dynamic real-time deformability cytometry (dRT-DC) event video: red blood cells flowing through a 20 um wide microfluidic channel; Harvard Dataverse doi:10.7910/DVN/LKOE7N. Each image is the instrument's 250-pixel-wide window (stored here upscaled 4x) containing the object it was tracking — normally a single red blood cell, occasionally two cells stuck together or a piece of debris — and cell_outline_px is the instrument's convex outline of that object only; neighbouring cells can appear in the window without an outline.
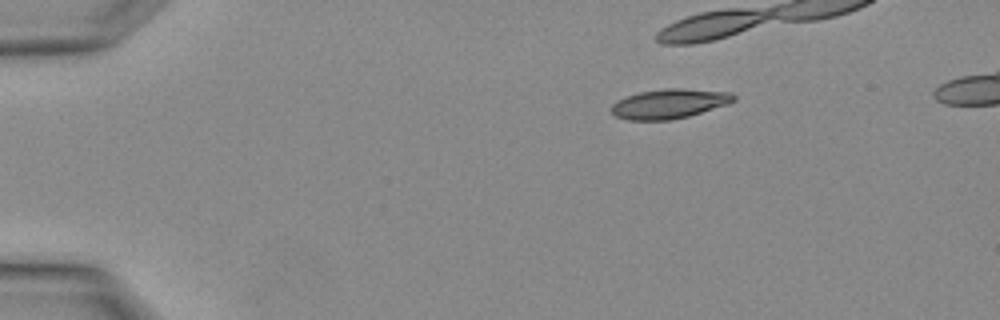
{"species": "Egyptian fruit bat (a non-hibernating species)", "species_latin": "Rousettus aegyptiacus", "temperature_condition": "warm", "stored_images_in_passage": 4, "camera_frame_rate_fps": 3000, "um_per_image_px": 0.085, "animal": {"sex": "female"}, "frame": {"image": 1, "passage_image": 1, "time_ms": 0.0, "image_size_px": [1000, 320], "cell_outline_px": [[736, 100], [728, 104], [688, 116], [668, 120], [628, 120], [616, 116], [612, 112], [612, 104], [616, 100], [640, 92], [664, 88], [680, 88], [732, 92], [736, 96]], "centroid_in_image_um": [56.91, 8.81], "position_along_channel_um": 28.1, "area_um2": 21.04}}
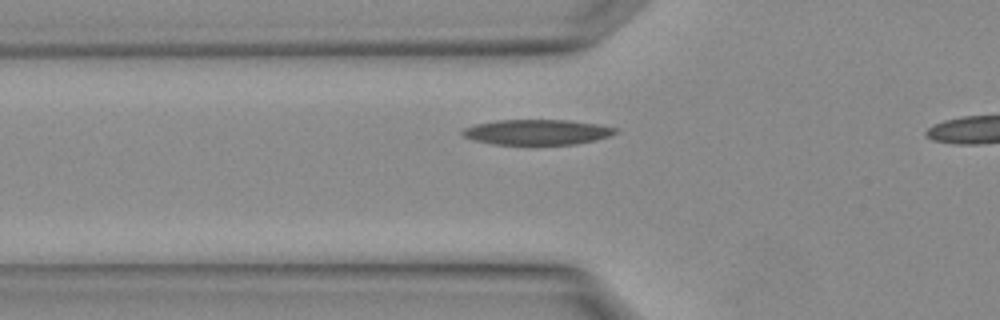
{"frame": {"image": 2, "passage_image": 3, "time_ms": 0.667, "image_size_px": [1000, 320], "cell_outline_px": [[616, 132], [608, 136], [596, 140], [576, 144], [492, 144], [472, 140], [464, 136], [460, 132], [464, 128], [476, 124], [496, 120], [568, 120], [600, 124], [616, 128]], "centroid_in_image_um": [45.63, 11.22], "position_along_channel_um": 80.2, "area_um2": 22.48}}